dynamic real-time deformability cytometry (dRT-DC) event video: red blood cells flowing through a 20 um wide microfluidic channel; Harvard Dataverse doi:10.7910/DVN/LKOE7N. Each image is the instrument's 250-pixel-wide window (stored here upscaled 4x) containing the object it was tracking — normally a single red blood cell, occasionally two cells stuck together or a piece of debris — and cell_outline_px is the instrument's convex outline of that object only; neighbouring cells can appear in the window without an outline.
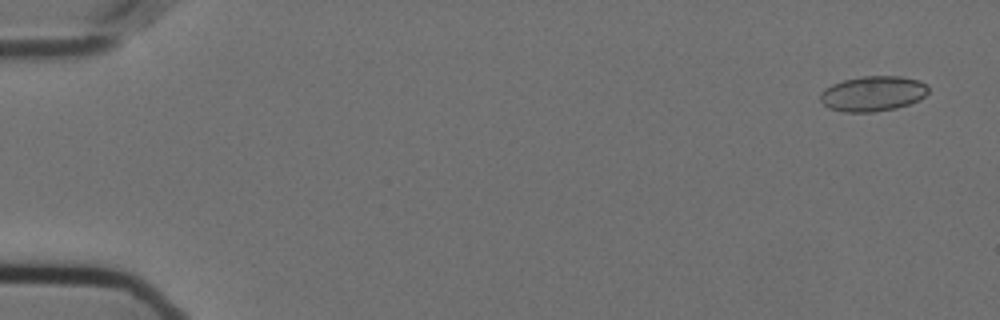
{"species": "Egyptian fruit bat (a non-hibernating species)", "species_latin": "Rousettus aegyptiacus", "temperature_condition": "cold", "stored_images_in_passage": 57, "camera_frame_rate_fps": 3000, "um_per_image_px": 0.085, "animal": {"sex": "female"}, "frame": {"image": 1, "passage_image": 3, "time_ms": 0.667, "image_size_px": [1000, 320], "cell_outline_px": [[928, 92], [920, 100], [896, 108], [872, 112], [844, 112], [828, 108], [820, 100], [820, 92], [824, 88], [832, 84], [844, 80], [864, 76], [900, 76], [920, 80], [928, 84]], "centroid_in_image_um": [74.2, 7.95], "position_along_channel_um": 10.8, "area_um2": 22.31}}
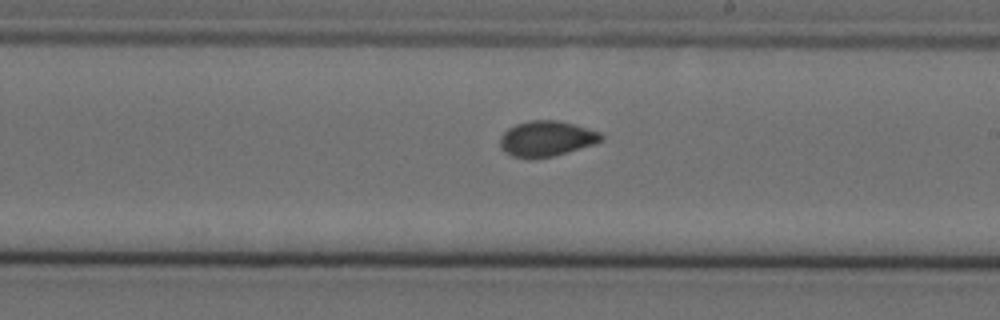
{"frame": {"image": 2, "passage_image": 34, "time_ms": 11.0, "image_size_px": [1000, 320], "cell_outline_px": [[604, 136], [600, 140], [592, 144], [552, 156], [512, 156], [500, 148], [500, 136], [508, 128], [516, 124], [528, 120], [556, 120], [572, 124], [600, 132]], "centroid_in_image_um": [46.41, 11.74], "position_along_channel_um": 242.6, "area_um2": 20.17}}
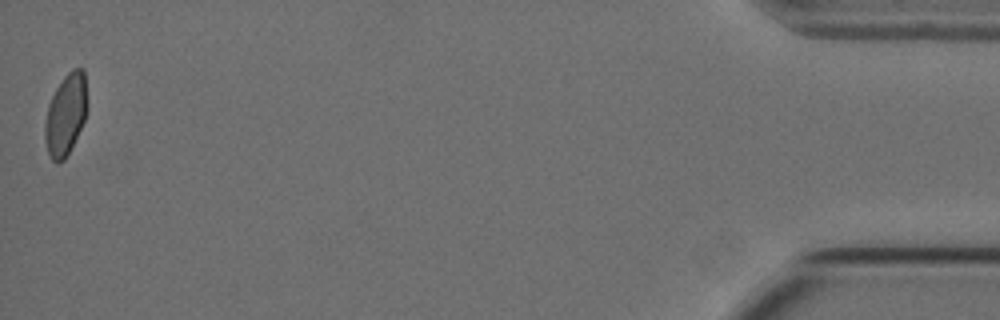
{"frame": {"image": 3, "passage_image": 57, "time_ms": 18.667, "image_size_px": [1000, 320], "cell_outline_px": [[88, 108], [84, 120], [64, 160], [56, 164], [52, 160], [48, 152], [44, 140], [44, 124], [48, 104], [56, 88], [64, 76], [72, 68], [84, 68], [88, 104]], "centroid_in_image_um": [5.58, 9.7], "position_along_channel_um": 429.6, "area_um2": 20.17}}